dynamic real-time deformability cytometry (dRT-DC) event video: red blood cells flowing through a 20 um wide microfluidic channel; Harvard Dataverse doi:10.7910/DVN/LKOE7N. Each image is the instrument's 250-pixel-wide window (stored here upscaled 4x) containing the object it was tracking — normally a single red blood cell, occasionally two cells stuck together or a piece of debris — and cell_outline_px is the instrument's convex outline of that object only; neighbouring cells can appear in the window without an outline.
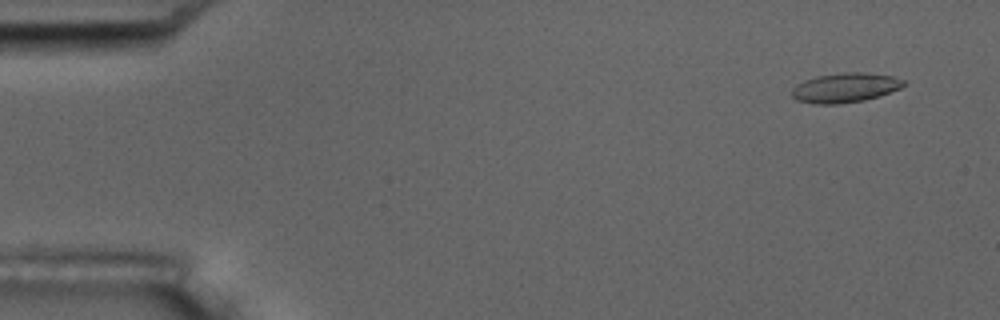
{"species": "common noctule bat (a hibernating species)", "species_latin": "Nyctalus noctula", "temperature_condition": "room temperature", "stored_images_in_passage": 5, "camera_frame_rate_fps": 3000, "um_per_image_px": 0.085, "animal": {"sex": "male", "body_mass_g": 17.5, "forearm_length_mm": 52.3}, "frame": {"image": 1, "passage_image": 2, "time_ms": 1.0, "image_size_px": [1000, 320], "cell_outline_px": [[908, 84], [900, 88], [880, 96], [864, 100], [840, 104], [816, 104], [796, 100], [792, 96], [792, 88], [796, 84], [804, 80], [816, 76], [844, 72], [864, 72], [892, 76], [904, 80]], "centroid_in_image_um": [71.84, 7.45], "position_along_channel_um": 13.2, "area_um2": 19.42}}
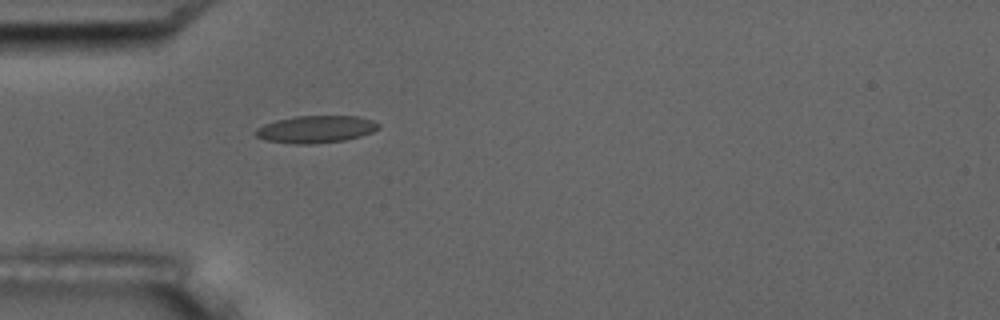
{"frame": {"image": 2, "passage_image": 5, "time_ms": 5.333, "image_size_px": [1000, 320], "cell_outline_px": [[380, 128], [372, 132], [360, 136], [344, 140], [312, 144], [296, 144], [264, 140], [256, 136], [252, 132], [256, 128], [264, 124], [276, 120], [296, 116], [356, 116], [372, 120], [380, 124]], "centroid_in_image_um": [26.81, 10.98], "position_along_channel_um": 58.2, "area_um2": 19.59}}